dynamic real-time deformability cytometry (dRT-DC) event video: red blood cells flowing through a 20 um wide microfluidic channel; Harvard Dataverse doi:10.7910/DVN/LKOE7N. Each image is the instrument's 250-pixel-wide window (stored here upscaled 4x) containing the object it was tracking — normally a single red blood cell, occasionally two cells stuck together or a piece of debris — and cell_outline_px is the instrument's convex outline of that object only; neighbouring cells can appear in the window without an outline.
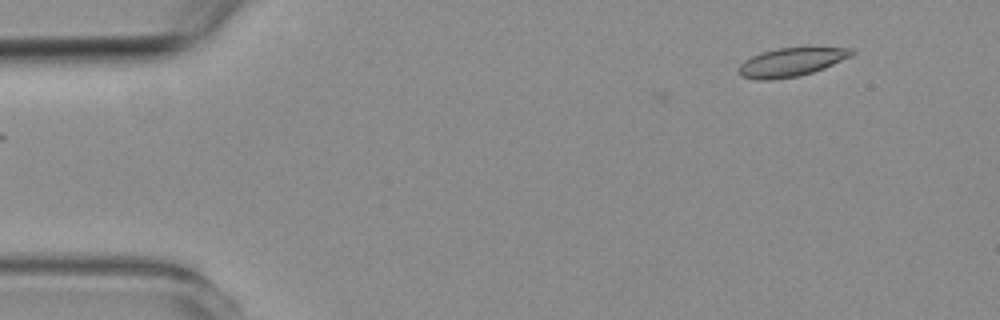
{"species": "common noctule bat (a hibernating species)", "species_latin": "Nyctalus noctula", "temperature_condition": "room temperature", "stored_images_in_passage": 3, "camera_frame_rate_fps": 3000, "um_per_image_px": 0.085, "animal": {"sex": "female", "body_mass_g": 19.3, "forearm_length_mm": 54.1}, "frame": {"image": 1, "passage_image": 3, "time_ms": 2.333, "image_size_px": [1000, 320], "cell_outline_px": [[856, 52], [852, 56], [824, 68], [812, 72], [796, 76], [772, 80], [756, 80], [740, 76], [740, 64], [744, 60], [752, 56], [776, 48], [852, 48]], "centroid_in_image_um": [67.26, 5.29], "position_along_channel_um": 17.7, "area_um2": 18.55}}